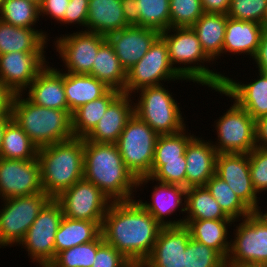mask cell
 Segmentation results:
<instances>
[{
  "instance_id": "25",
  "label": "cell",
  "mask_w": 267,
  "mask_h": 267,
  "mask_svg": "<svg viewBox=\"0 0 267 267\" xmlns=\"http://www.w3.org/2000/svg\"><path fill=\"white\" fill-rule=\"evenodd\" d=\"M264 26L254 21L227 18L222 54H246L254 58Z\"/></svg>"
},
{
  "instance_id": "53",
  "label": "cell",
  "mask_w": 267,
  "mask_h": 267,
  "mask_svg": "<svg viewBox=\"0 0 267 267\" xmlns=\"http://www.w3.org/2000/svg\"><path fill=\"white\" fill-rule=\"evenodd\" d=\"M14 94L0 81V116L11 115Z\"/></svg>"
},
{
  "instance_id": "28",
  "label": "cell",
  "mask_w": 267,
  "mask_h": 267,
  "mask_svg": "<svg viewBox=\"0 0 267 267\" xmlns=\"http://www.w3.org/2000/svg\"><path fill=\"white\" fill-rule=\"evenodd\" d=\"M233 222V219L184 220V225L190 230L193 240L213 248L226 260L231 246L227 240L228 226Z\"/></svg>"
},
{
  "instance_id": "55",
  "label": "cell",
  "mask_w": 267,
  "mask_h": 267,
  "mask_svg": "<svg viewBox=\"0 0 267 267\" xmlns=\"http://www.w3.org/2000/svg\"><path fill=\"white\" fill-rule=\"evenodd\" d=\"M225 267H267L265 263H225Z\"/></svg>"
},
{
  "instance_id": "13",
  "label": "cell",
  "mask_w": 267,
  "mask_h": 267,
  "mask_svg": "<svg viewBox=\"0 0 267 267\" xmlns=\"http://www.w3.org/2000/svg\"><path fill=\"white\" fill-rule=\"evenodd\" d=\"M70 219L103 221L112 202L96 185L84 178L55 198Z\"/></svg>"
},
{
  "instance_id": "16",
  "label": "cell",
  "mask_w": 267,
  "mask_h": 267,
  "mask_svg": "<svg viewBox=\"0 0 267 267\" xmlns=\"http://www.w3.org/2000/svg\"><path fill=\"white\" fill-rule=\"evenodd\" d=\"M44 52H10L0 55V81L13 93L26 88L48 64Z\"/></svg>"
},
{
  "instance_id": "51",
  "label": "cell",
  "mask_w": 267,
  "mask_h": 267,
  "mask_svg": "<svg viewBox=\"0 0 267 267\" xmlns=\"http://www.w3.org/2000/svg\"><path fill=\"white\" fill-rule=\"evenodd\" d=\"M231 0H201L205 13L227 14Z\"/></svg>"
},
{
  "instance_id": "56",
  "label": "cell",
  "mask_w": 267,
  "mask_h": 267,
  "mask_svg": "<svg viewBox=\"0 0 267 267\" xmlns=\"http://www.w3.org/2000/svg\"><path fill=\"white\" fill-rule=\"evenodd\" d=\"M258 214L261 215L267 221V211L265 213L261 212V208L258 209Z\"/></svg>"
},
{
  "instance_id": "6",
  "label": "cell",
  "mask_w": 267,
  "mask_h": 267,
  "mask_svg": "<svg viewBox=\"0 0 267 267\" xmlns=\"http://www.w3.org/2000/svg\"><path fill=\"white\" fill-rule=\"evenodd\" d=\"M163 85L139 89L134 114L158 135L175 134L186 128L179 105ZM173 96V97H172Z\"/></svg>"
},
{
  "instance_id": "26",
  "label": "cell",
  "mask_w": 267,
  "mask_h": 267,
  "mask_svg": "<svg viewBox=\"0 0 267 267\" xmlns=\"http://www.w3.org/2000/svg\"><path fill=\"white\" fill-rule=\"evenodd\" d=\"M129 26L124 18L121 0H89L84 31L108 36Z\"/></svg>"
},
{
  "instance_id": "29",
  "label": "cell",
  "mask_w": 267,
  "mask_h": 267,
  "mask_svg": "<svg viewBox=\"0 0 267 267\" xmlns=\"http://www.w3.org/2000/svg\"><path fill=\"white\" fill-rule=\"evenodd\" d=\"M111 88L89 74H72L64 71V90L68 111L104 96Z\"/></svg>"
},
{
  "instance_id": "49",
  "label": "cell",
  "mask_w": 267,
  "mask_h": 267,
  "mask_svg": "<svg viewBox=\"0 0 267 267\" xmlns=\"http://www.w3.org/2000/svg\"><path fill=\"white\" fill-rule=\"evenodd\" d=\"M253 60L256 62L258 72L267 74V29L263 28L260 34V43Z\"/></svg>"
},
{
  "instance_id": "7",
  "label": "cell",
  "mask_w": 267,
  "mask_h": 267,
  "mask_svg": "<svg viewBox=\"0 0 267 267\" xmlns=\"http://www.w3.org/2000/svg\"><path fill=\"white\" fill-rule=\"evenodd\" d=\"M158 134L135 114L117 141L122 161L136 179L150 176Z\"/></svg>"
},
{
  "instance_id": "39",
  "label": "cell",
  "mask_w": 267,
  "mask_h": 267,
  "mask_svg": "<svg viewBox=\"0 0 267 267\" xmlns=\"http://www.w3.org/2000/svg\"><path fill=\"white\" fill-rule=\"evenodd\" d=\"M156 181L166 184L179 185L186 188V159L173 161H153L151 177L146 176L137 179V188Z\"/></svg>"
},
{
  "instance_id": "20",
  "label": "cell",
  "mask_w": 267,
  "mask_h": 267,
  "mask_svg": "<svg viewBox=\"0 0 267 267\" xmlns=\"http://www.w3.org/2000/svg\"><path fill=\"white\" fill-rule=\"evenodd\" d=\"M258 74V78L248 84L224 76L221 88H211V90L231 97L230 100H234L257 120L267 115V74L262 72Z\"/></svg>"
},
{
  "instance_id": "10",
  "label": "cell",
  "mask_w": 267,
  "mask_h": 267,
  "mask_svg": "<svg viewBox=\"0 0 267 267\" xmlns=\"http://www.w3.org/2000/svg\"><path fill=\"white\" fill-rule=\"evenodd\" d=\"M63 216L61 204L52 198L18 244L39 267H48L55 259V235Z\"/></svg>"
},
{
  "instance_id": "3",
  "label": "cell",
  "mask_w": 267,
  "mask_h": 267,
  "mask_svg": "<svg viewBox=\"0 0 267 267\" xmlns=\"http://www.w3.org/2000/svg\"><path fill=\"white\" fill-rule=\"evenodd\" d=\"M41 185L45 194L55 199L64 190L83 179L84 138L73 137L38 148Z\"/></svg>"
},
{
  "instance_id": "43",
  "label": "cell",
  "mask_w": 267,
  "mask_h": 267,
  "mask_svg": "<svg viewBox=\"0 0 267 267\" xmlns=\"http://www.w3.org/2000/svg\"><path fill=\"white\" fill-rule=\"evenodd\" d=\"M225 263L216 250L190 238L185 251V267H225Z\"/></svg>"
},
{
  "instance_id": "40",
  "label": "cell",
  "mask_w": 267,
  "mask_h": 267,
  "mask_svg": "<svg viewBox=\"0 0 267 267\" xmlns=\"http://www.w3.org/2000/svg\"><path fill=\"white\" fill-rule=\"evenodd\" d=\"M140 23L137 26L152 28L160 33L170 28L169 0H136Z\"/></svg>"
},
{
  "instance_id": "32",
  "label": "cell",
  "mask_w": 267,
  "mask_h": 267,
  "mask_svg": "<svg viewBox=\"0 0 267 267\" xmlns=\"http://www.w3.org/2000/svg\"><path fill=\"white\" fill-rule=\"evenodd\" d=\"M89 75L104 82L111 89L124 92L127 72L108 40L99 47Z\"/></svg>"
},
{
  "instance_id": "47",
  "label": "cell",
  "mask_w": 267,
  "mask_h": 267,
  "mask_svg": "<svg viewBox=\"0 0 267 267\" xmlns=\"http://www.w3.org/2000/svg\"><path fill=\"white\" fill-rule=\"evenodd\" d=\"M89 0H70L61 24H78L86 27Z\"/></svg>"
},
{
  "instance_id": "12",
  "label": "cell",
  "mask_w": 267,
  "mask_h": 267,
  "mask_svg": "<svg viewBox=\"0 0 267 267\" xmlns=\"http://www.w3.org/2000/svg\"><path fill=\"white\" fill-rule=\"evenodd\" d=\"M234 229L226 263L267 264V221L253 211Z\"/></svg>"
},
{
  "instance_id": "42",
  "label": "cell",
  "mask_w": 267,
  "mask_h": 267,
  "mask_svg": "<svg viewBox=\"0 0 267 267\" xmlns=\"http://www.w3.org/2000/svg\"><path fill=\"white\" fill-rule=\"evenodd\" d=\"M170 28H191L205 13L201 0H169Z\"/></svg>"
},
{
  "instance_id": "14",
  "label": "cell",
  "mask_w": 267,
  "mask_h": 267,
  "mask_svg": "<svg viewBox=\"0 0 267 267\" xmlns=\"http://www.w3.org/2000/svg\"><path fill=\"white\" fill-rule=\"evenodd\" d=\"M62 36L56 38L54 45L65 63L66 71L90 74L98 49L107 40L106 36L83 30Z\"/></svg>"
},
{
  "instance_id": "50",
  "label": "cell",
  "mask_w": 267,
  "mask_h": 267,
  "mask_svg": "<svg viewBox=\"0 0 267 267\" xmlns=\"http://www.w3.org/2000/svg\"><path fill=\"white\" fill-rule=\"evenodd\" d=\"M124 18L129 26H137L140 23L139 8L136 0H121Z\"/></svg>"
},
{
  "instance_id": "18",
  "label": "cell",
  "mask_w": 267,
  "mask_h": 267,
  "mask_svg": "<svg viewBox=\"0 0 267 267\" xmlns=\"http://www.w3.org/2000/svg\"><path fill=\"white\" fill-rule=\"evenodd\" d=\"M190 238V230L185 225L162 227L152 253L140 267H185Z\"/></svg>"
},
{
  "instance_id": "21",
  "label": "cell",
  "mask_w": 267,
  "mask_h": 267,
  "mask_svg": "<svg viewBox=\"0 0 267 267\" xmlns=\"http://www.w3.org/2000/svg\"><path fill=\"white\" fill-rule=\"evenodd\" d=\"M131 95L121 92L108 106L102 118L85 137L87 141L116 144L127 121L134 114Z\"/></svg>"
},
{
  "instance_id": "9",
  "label": "cell",
  "mask_w": 267,
  "mask_h": 267,
  "mask_svg": "<svg viewBox=\"0 0 267 267\" xmlns=\"http://www.w3.org/2000/svg\"><path fill=\"white\" fill-rule=\"evenodd\" d=\"M51 199L44 192L3 199L4 205L0 210V248L19 244Z\"/></svg>"
},
{
  "instance_id": "33",
  "label": "cell",
  "mask_w": 267,
  "mask_h": 267,
  "mask_svg": "<svg viewBox=\"0 0 267 267\" xmlns=\"http://www.w3.org/2000/svg\"><path fill=\"white\" fill-rule=\"evenodd\" d=\"M121 92L110 89L104 96L81 105L71 114L73 137L85 138L98 124L109 104Z\"/></svg>"
},
{
  "instance_id": "46",
  "label": "cell",
  "mask_w": 267,
  "mask_h": 267,
  "mask_svg": "<svg viewBox=\"0 0 267 267\" xmlns=\"http://www.w3.org/2000/svg\"><path fill=\"white\" fill-rule=\"evenodd\" d=\"M92 267H136L115 247L104 242L95 255Z\"/></svg>"
},
{
  "instance_id": "30",
  "label": "cell",
  "mask_w": 267,
  "mask_h": 267,
  "mask_svg": "<svg viewBox=\"0 0 267 267\" xmlns=\"http://www.w3.org/2000/svg\"><path fill=\"white\" fill-rule=\"evenodd\" d=\"M227 18V14L204 13L191 27L212 61L222 56Z\"/></svg>"
},
{
  "instance_id": "1",
  "label": "cell",
  "mask_w": 267,
  "mask_h": 267,
  "mask_svg": "<svg viewBox=\"0 0 267 267\" xmlns=\"http://www.w3.org/2000/svg\"><path fill=\"white\" fill-rule=\"evenodd\" d=\"M162 226L136 199L111 202L101 224L103 240L134 266L152 253Z\"/></svg>"
},
{
  "instance_id": "34",
  "label": "cell",
  "mask_w": 267,
  "mask_h": 267,
  "mask_svg": "<svg viewBox=\"0 0 267 267\" xmlns=\"http://www.w3.org/2000/svg\"><path fill=\"white\" fill-rule=\"evenodd\" d=\"M186 212L184 220H220L231 219L220 208L206 186H194L186 189Z\"/></svg>"
},
{
  "instance_id": "44",
  "label": "cell",
  "mask_w": 267,
  "mask_h": 267,
  "mask_svg": "<svg viewBox=\"0 0 267 267\" xmlns=\"http://www.w3.org/2000/svg\"><path fill=\"white\" fill-rule=\"evenodd\" d=\"M227 15L235 20L254 21L264 25L267 0H231Z\"/></svg>"
},
{
  "instance_id": "35",
  "label": "cell",
  "mask_w": 267,
  "mask_h": 267,
  "mask_svg": "<svg viewBox=\"0 0 267 267\" xmlns=\"http://www.w3.org/2000/svg\"><path fill=\"white\" fill-rule=\"evenodd\" d=\"M38 147L22 128L11 119L5 126L0 158L33 160L37 158Z\"/></svg>"
},
{
  "instance_id": "54",
  "label": "cell",
  "mask_w": 267,
  "mask_h": 267,
  "mask_svg": "<svg viewBox=\"0 0 267 267\" xmlns=\"http://www.w3.org/2000/svg\"><path fill=\"white\" fill-rule=\"evenodd\" d=\"M11 119H12L11 115L0 116V152H1V147H2V138H3L5 126Z\"/></svg>"
},
{
  "instance_id": "17",
  "label": "cell",
  "mask_w": 267,
  "mask_h": 267,
  "mask_svg": "<svg viewBox=\"0 0 267 267\" xmlns=\"http://www.w3.org/2000/svg\"><path fill=\"white\" fill-rule=\"evenodd\" d=\"M215 174L227 182L252 211H258L259 200L251 181L249 154L219 153Z\"/></svg>"
},
{
  "instance_id": "27",
  "label": "cell",
  "mask_w": 267,
  "mask_h": 267,
  "mask_svg": "<svg viewBox=\"0 0 267 267\" xmlns=\"http://www.w3.org/2000/svg\"><path fill=\"white\" fill-rule=\"evenodd\" d=\"M46 32L10 25L0 19V55L10 52H46Z\"/></svg>"
},
{
  "instance_id": "45",
  "label": "cell",
  "mask_w": 267,
  "mask_h": 267,
  "mask_svg": "<svg viewBox=\"0 0 267 267\" xmlns=\"http://www.w3.org/2000/svg\"><path fill=\"white\" fill-rule=\"evenodd\" d=\"M249 169L255 192L267 191V149L255 147L249 153Z\"/></svg>"
},
{
  "instance_id": "24",
  "label": "cell",
  "mask_w": 267,
  "mask_h": 267,
  "mask_svg": "<svg viewBox=\"0 0 267 267\" xmlns=\"http://www.w3.org/2000/svg\"><path fill=\"white\" fill-rule=\"evenodd\" d=\"M156 184V186H153L154 190L151 196L152 202L147 203V201L143 202L140 199L137 201L162 227L183 225V219L177 221L167 220L166 217L172 215L180 207V211L186 213V188L161 182ZM182 201H184V203Z\"/></svg>"
},
{
  "instance_id": "31",
  "label": "cell",
  "mask_w": 267,
  "mask_h": 267,
  "mask_svg": "<svg viewBox=\"0 0 267 267\" xmlns=\"http://www.w3.org/2000/svg\"><path fill=\"white\" fill-rule=\"evenodd\" d=\"M102 221L70 219L63 216L55 235V257L66 249L96 240Z\"/></svg>"
},
{
  "instance_id": "4",
  "label": "cell",
  "mask_w": 267,
  "mask_h": 267,
  "mask_svg": "<svg viewBox=\"0 0 267 267\" xmlns=\"http://www.w3.org/2000/svg\"><path fill=\"white\" fill-rule=\"evenodd\" d=\"M22 95L14 94L11 116L38 148L73 138L68 110L38 106Z\"/></svg>"
},
{
  "instance_id": "41",
  "label": "cell",
  "mask_w": 267,
  "mask_h": 267,
  "mask_svg": "<svg viewBox=\"0 0 267 267\" xmlns=\"http://www.w3.org/2000/svg\"><path fill=\"white\" fill-rule=\"evenodd\" d=\"M186 128L175 134L159 135L154 151L153 161L182 160L188 142L195 136L187 133Z\"/></svg>"
},
{
  "instance_id": "22",
  "label": "cell",
  "mask_w": 267,
  "mask_h": 267,
  "mask_svg": "<svg viewBox=\"0 0 267 267\" xmlns=\"http://www.w3.org/2000/svg\"><path fill=\"white\" fill-rule=\"evenodd\" d=\"M217 151L213 141L194 136L185 150L186 189L194 186H205L215 174Z\"/></svg>"
},
{
  "instance_id": "57",
  "label": "cell",
  "mask_w": 267,
  "mask_h": 267,
  "mask_svg": "<svg viewBox=\"0 0 267 267\" xmlns=\"http://www.w3.org/2000/svg\"><path fill=\"white\" fill-rule=\"evenodd\" d=\"M29 1H31V2L35 3L36 5L40 6L43 0H29Z\"/></svg>"
},
{
  "instance_id": "36",
  "label": "cell",
  "mask_w": 267,
  "mask_h": 267,
  "mask_svg": "<svg viewBox=\"0 0 267 267\" xmlns=\"http://www.w3.org/2000/svg\"><path fill=\"white\" fill-rule=\"evenodd\" d=\"M206 188L218 202L224 213L234 221L244 219L253 211L234 193L228 183L214 174L206 183Z\"/></svg>"
},
{
  "instance_id": "5",
  "label": "cell",
  "mask_w": 267,
  "mask_h": 267,
  "mask_svg": "<svg viewBox=\"0 0 267 267\" xmlns=\"http://www.w3.org/2000/svg\"><path fill=\"white\" fill-rule=\"evenodd\" d=\"M160 36L167 44L171 65L182 64L177 67V71L183 78L202 86L221 88L225 75L210 70L203 64L212 60L203 51L192 28H169L161 32Z\"/></svg>"
},
{
  "instance_id": "38",
  "label": "cell",
  "mask_w": 267,
  "mask_h": 267,
  "mask_svg": "<svg viewBox=\"0 0 267 267\" xmlns=\"http://www.w3.org/2000/svg\"><path fill=\"white\" fill-rule=\"evenodd\" d=\"M104 242L100 235L94 241L63 250L48 267H92L97 249Z\"/></svg>"
},
{
  "instance_id": "15",
  "label": "cell",
  "mask_w": 267,
  "mask_h": 267,
  "mask_svg": "<svg viewBox=\"0 0 267 267\" xmlns=\"http://www.w3.org/2000/svg\"><path fill=\"white\" fill-rule=\"evenodd\" d=\"M44 192L38 159L0 158V198L30 196Z\"/></svg>"
},
{
  "instance_id": "8",
  "label": "cell",
  "mask_w": 267,
  "mask_h": 267,
  "mask_svg": "<svg viewBox=\"0 0 267 267\" xmlns=\"http://www.w3.org/2000/svg\"><path fill=\"white\" fill-rule=\"evenodd\" d=\"M187 80L173 67L169 60L168 47L159 36L147 53L127 71L125 94L133 95L139 89L163 85L161 81ZM133 92V93H132Z\"/></svg>"
},
{
  "instance_id": "19",
  "label": "cell",
  "mask_w": 267,
  "mask_h": 267,
  "mask_svg": "<svg viewBox=\"0 0 267 267\" xmlns=\"http://www.w3.org/2000/svg\"><path fill=\"white\" fill-rule=\"evenodd\" d=\"M159 36L158 30L133 25L111 33L106 38L127 72L143 58Z\"/></svg>"
},
{
  "instance_id": "11",
  "label": "cell",
  "mask_w": 267,
  "mask_h": 267,
  "mask_svg": "<svg viewBox=\"0 0 267 267\" xmlns=\"http://www.w3.org/2000/svg\"><path fill=\"white\" fill-rule=\"evenodd\" d=\"M216 122L217 153L249 154L256 145L255 119L235 101Z\"/></svg>"
},
{
  "instance_id": "2",
  "label": "cell",
  "mask_w": 267,
  "mask_h": 267,
  "mask_svg": "<svg viewBox=\"0 0 267 267\" xmlns=\"http://www.w3.org/2000/svg\"><path fill=\"white\" fill-rule=\"evenodd\" d=\"M83 178L96 185L112 202L135 198L137 179L122 161L117 144L84 138Z\"/></svg>"
},
{
  "instance_id": "52",
  "label": "cell",
  "mask_w": 267,
  "mask_h": 267,
  "mask_svg": "<svg viewBox=\"0 0 267 267\" xmlns=\"http://www.w3.org/2000/svg\"><path fill=\"white\" fill-rule=\"evenodd\" d=\"M256 145L267 149V115L255 120Z\"/></svg>"
},
{
  "instance_id": "48",
  "label": "cell",
  "mask_w": 267,
  "mask_h": 267,
  "mask_svg": "<svg viewBox=\"0 0 267 267\" xmlns=\"http://www.w3.org/2000/svg\"><path fill=\"white\" fill-rule=\"evenodd\" d=\"M70 0H43L39 6V15H49L53 20L60 23L64 18V13Z\"/></svg>"
},
{
  "instance_id": "23",
  "label": "cell",
  "mask_w": 267,
  "mask_h": 267,
  "mask_svg": "<svg viewBox=\"0 0 267 267\" xmlns=\"http://www.w3.org/2000/svg\"><path fill=\"white\" fill-rule=\"evenodd\" d=\"M27 98L42 107L68 110L64 90V72L46 65L30 84Z\"/></svg>"
},
{
  "instance_id": "37",
  "label": "cell",
  "mask_w": 267,
  "mask_h": 267,
  "mask_svg": "<svg viewBox=\"0 0 267 267\" xmlns=\"http://www.w3.org/2000/svg\"><path fill=\"white\" fill-rule=\"evenodd\" d=\"M39 16V6L29 0H3L0 5V19L17 27L33 28Z\"/></svg>"
},
{
  "instance_id": "58",
  "label": "cell",
  "mask_w": 267,
  "mask_h": 267,
  "mask_svg": "<svg viewBox=\"0 0 267 267\" xmlns=\"http://www.w3.org/2000/svg\"><path fill=\"white\" fill-rule=\"evenodd\" d=\"M264 28L267 29V16H266V19H265V23H264Z\"/></svg>"
}]
</instances>
